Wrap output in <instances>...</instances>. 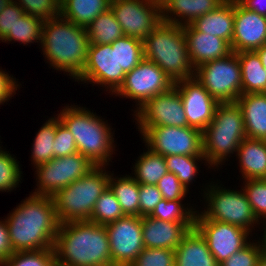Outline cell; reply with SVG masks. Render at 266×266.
<instances>
[{
  "label": "cell",
  "mask_w": 266,
  "mask_h": 266,
  "mask_svg": "<svg viewBox=\"0 0 266 266\" xmlns=\"http://www.w3.org/2000/svg\"><path fill=\"white\" fill-rule=\"evenodd\" d=\"M0 146V191L10 192L15 189L21 179V168L16 156L4 151Z\"/></svg>",
  "instance_id": "cell-39"
},
{
  "label": "cell",
  "mask_w": 266,
  "mask_h": 266,
  "mask_svg": "<svg viewBox=\"0 0 266 266\" xmlns=\"http://www.w3.org/2000/svg\"><path fill=\"white\" fill-rule=\"evenodd\" d=\"M182 201L163 198L149 216L163 221L184 223L191 230L194 228L196 211L191 206L185 207Z\"/></svg>",
  "instance_id": "cell-33"
},
{
  "label": "cell",
  "mask_w": 266,
  "mask_h": 266,
  "mask_svg": "<svg viewBox=\"0 0 266 266\" xmlns=\"http://www.w3.org/2000/svg\"><path fill=\"white\" fill-rule=\"evenodd\" d=\"M1 266H56L54 248L14 252Z\"/></svg>",
  "instance_id": "cell-38"
},
{
  "label": "cell",
  "mask_w": 266,
  "mask_h": 266,
  "mask_svg": "<svg viewBox=\"0 0 266 266\" xmlns=\"http://www.w3.org/2000/svg\"><path fill=\"white\" fill-rule=\"evenodd\" d=\"M205 190L203 196L207 208L200 211L205 219L236 225L251 233L253 226L260 225L261 221L255 216L243 189H226L211 182Z\"/></svg>",
  "instance_id": "cell-8"
},
{
  "label": "cell",
  "mask_w": 266,
  "mask_h": 266,
  "mask_svg": "<svg viewBox=\"0 0 266 266\" xmlns=\"http://www.w3.org/2000/svg\"><path fill=\"white\" fill-rule=\"evenodd\" d=\"M262 245L263 252L266 254V240L259 239Z\"/></svg>",
  "instance_id": "cell-55"
},
{
  "label": "cell",
  "mask_w": 266,
  "mask_h": 266,
  "mask_svg": "<svg viewBox=\"0 0 266 266\" xmlns=\"http://www.w3.org/2000/svg\"><path fill=\"white\" fill-rule=\"evenodd\" d=\"M195 78L219 103L236 102L242 95L241 66L235 52L200 65Z\"/></svg>",
  "instance_id": "cell-9"
},
{
  "label": "cell",
  "mask_w": 266,
  "mask_h": 266,
  "mask_svg": "<svg viewBox=\"0 0 266 266\" xmlns=\"http://www.w3.org/2000/svg\"><path fill=\"white\" fill-rule=\"evenodd\" d=\"M25 13L20 6L12 0L0 13V40L13 29L16 21Z\"/></svg>",
  "instance_id": "cell-47"
},
{
  "label": "cell",
  "mask_w": 266,
  "mask_h": 266,
  "mask_svg": "<svg viewBox=\"0 0 266 266\" xmlns=\"http://www.w3.org/2000/svg\"><path fill=\"white\" fill-rule=\"evenodd\" d=\"M43 20L24 14L16 21L13 29L1 40L2 42H21V44L41 43Z\"/></svg>",
  "instance_id": "cell-35"
},
{
  "label": "cell",
  "mask_w": 266,
  "mask_h": 266,
  "mask_svg": "<svg viewBox=\"0 0 266 266\" xmlns=\"http://www.w3.org/2000/svg\"><path fill=\"white\" fill-rule=\"evenodd\" d=\"M89 45L111 44L124 36L121 25L117 22L114 13L109 8L99 14L87 27Z\"/></svg>",
  "instance_id": "cell-30"
},
{
  "label": "cell",
  "mask_w": 266,
  "mask_h": 266,
  "mask_svg": "<svg viewBox=\"0 0 266 266\" xmlns=\"http://www.w3.org/2000/svg\"><path fill=\"white\" fill-rule=\"evenodd\" d=\"M25 14L38 17L43 21L60 16L61 0H14Z\"/></svg>",
  "instance_id": "cell-41"
},
{
  "label": "cell",
  "mask_w": 266,
  "mask_h": 266,
  "mask_svg": "<svg viewBox=\"0 0 266 266\" xmlns=\"http://www.w3.org/2000/svg\"><path fill=\"white\" fill-rule=\"evenodd\" d=\"M53 248L57 266H113L105 225L61 223Z\"/></svg>",
  "instance_id": "cell-2"
},
{
  "label": "cell",
  "mask_w": 266,
  "mask_h": 266,
  "mask_svg": "<svg viewBox=\"0 0 266 266\" xmlns=\"http://www.w3.org/2000/svg\"><path fill=\"white\" fill-rule=\"evenodd\" d=\"M5 220L14 252L54 247L60 223L52 197L30 194Z\"/></svg>",
  "instance_id": "cell-1"
},
{
  "label": "cell",
  "mask_w": 266,
  "mask_h": 266,
  "mask_svg": "<svg viewBox=\"0 0 266 266\" xmlns=\"http://www.w3.org/2000/svg\"><path fill=\"white\" fill-rule=\"evenodd\" d=\"M263 223H264L263 226H265V228H264V233H263V236H262V238H263L262 240H266V221H263Z\"/></svg>",
  "instance_id": "cell-56"
},
{
  "label": "cell",
  "mask_w": 266,
  "mask_h": 266,
  "mask_svg": "<svg viewBox=\"0 0 266 266\" xmlns=\"http://www.w3.org/2000/svg\"><path fill=\"white\" fill-rule=\"evenodd\" d=\"M258 266H266V254L262 251V254L260 255Z\"/></svg>",
  "instance_id": "cell-53"
},
{
  "label": "cell",
  "mask_w": 266,
  "mask_h": 266,
  "mask_svg": "<svg viewBox=\"0 0 266 266\" xmlns=\"http://www.w3.org/2000/svg\"><path fill=\"white\" fill-rule=\"evenodd\" d=\"M111 0H61L60 16L86 28L99 14L110 8Z\"/></svg>",
  "instance_id": "cell-27"
},
{
  "label": "cell",
  "mask_w": 266,
  "mask_h": 266,
  "mask_svg": "<svg viewBox=\"0 0 266 266\" xmlns=\"http://www.w3.org/2000/svg\"><path fill=\"white\" fill-rule=\"evenodd\" d=\"M134 116L141 135L149 127L188 126L179 91L174 86L169 91L148 100L134 113Z\"/></svg>",
  "instance_id": "cell-13"
},
{
  "label": "cell",
  "mask_w": 266,
  "mask_h": 266,
  "mask_svg": "<svg viewBox=\"0 0 266 266\" xmlns=\"http://www.w3.org/2000/svg\"><path fill=\"white\" fill-rule=\"evenodd\" d=\"M78 152L71 132L60 122L57 116V129L54 140V158L73 155Z\"/></svg>",
  "instance_id": "cell-44"
},
{
  "label": "cell",
  "mask_w": 266,
  "mask_h": 266,
  "mask_svg": "<svg viewBox=\"0 0 266 266\" xmlns=\"http://www.w3.org/2000/svg\"><path fill=\"white\" fill-rule=\"evenodd\" d=\"M175 266H219L206 239L194 227L175 249Z\"/></svg>",
  "instance_id": "cell-23"
},
{
  "label": "cell",
  "mask_w": 266,
  "mask_h": 266,
  "mask_svg": "<svg viewBox=\"0 0 266 266\" xmlns=\"http://www.w3.org/2000/svg\"><path fill=\"white\" fill-rule=\"evenodd\" d=\"M243 180L264 179L266 176V140L246 137L235 154Z\"/></svg>",
  "instance_id": "cell-24"
},
{
  "label": "cell",
  "mask_w": 266,
  "mask_h": 266,
  "mask_svg": "<svg viewBox=\"0 0 266 266\" xmlns=\"http://www.w3.org/2000/svg\"><path fill=\"white\" fill-rule=\"evenodd\" d=\"M12 0H0V13L4 10L5 6L9 4Z\"/></svg>",
  "instance_id": "cell-54"
},
{
  "label": "cell",
  "mask_w": 266,
  "mask_h": 266,
  "mask_svg": "<svg viewBox=\"0 0 266 266\" xmlns=\"http://www.w3.org/2000/svg\"><path fill=\"white\" fill-rule=\"evenodd\" d=\"M142 137L146 148L164 157L170 155L204 156L202 131L193 127H149Z\"/></svg>",
  "instance_id": "cell-12"
},
{
  "label": "cell",
  "mask_w": 266,
  "mask_h": 266,
  "mask_svg": "<svg viewBox=\"0 0 266 266\" xmlns=\"http://www.w3.org/2000/svg\"><path fill=\"white\" fill-rule=\"evenodd\" d=\"M108 187L118 200L125 215L139 216L140 184L129 174L120 178L110 173Z\"/></svg>",
  "instance_id": "cell-29"
},
{
  "label": "cell",
  "mask_w": 266,
  "mask_h": 266,
  "mask_svg": "<svg viewBox=\"0 0 266 266\" xmlns=\"http://www.w3.org/2000/svg\"><path fill=\"white\" fill-rule=\"evenodd\" d=\"M44 58L53 69L76 80L83 72L88 54L86 28L58 16L43 22L41 43Z\"/></svg>",
  "instance_id": "cell-3"
},
{
  "label": "cell",
  "mask_w": 266,
  "mask_h": 266,
  "mask_svg": "<svg viewBox=\"0 0 266 266\" xmlns=\"http://www.w3.org/2000/svg\"><path fill=\"white\" fill-rule=\"evenodd\" d=\"M243 183L245 184L241 189L245 192L255 216L262 224V219L263 221L266 219V182L258 179L245 180Z\"/></svg>",
  "instance_id": "cell-40"
},
{
  "label": "cell",
  "mask_w": 266,
  "mask_h": 266,
  "mask_svg": "<svg viewBox=\"0 0 266 266\" xmlns=\"http://www.w3.org/2000/svg\"><path fill=\"white\" fill-rule=\"evenodd\" d=\"M138 157L133 165L134 176L139 184L156 185L168 173L165 157L149 148Z\"/></svg>",
  "instance_id": "cell-31"
},
{
  "label": "cell",
  "mask_w": 266,
  "mask_h": 266,
  "mask_svg": "<svg viewBox=\"0 0 266 266\" xmlns=\"http://www.w3.org/2000/svg\"><path fill=\"white\" fill-rule=\"evenodd\" d=\"M56 129L57 115L49 118L36 133L31 150V161L34 167L47 163L54 158Z\"/></svg>",
  "instance_id": "cell-32"
},
{
  "label": "cell",
  "mask_w": 266,
  "mask_h": 266,
  "mask_svg": "<svg viewBox=\"0 0 266 266\" xmlns=\"http://www.w3.org/2000/svg\"><path fill=\"white\" fill-rule=\"evenodd\" d=\"M191 25L197 31L222 38L231 45L234 32V0H226L216 10L200 16Z\"/></svg>",
  "instance_id": "cell-26"
},
{
  "label": "cell",
  "mask_w": 266,
  "mask_h": 266,
  "mask_svg": "<svg viewBox=\"0 0 266 266\" xmlns=\"http://www.w3.org/2000/svg\"><path fill=\"white\" fill-rule=\"evenodd\" d=\"M245 8L266 17V0H238Z\"/></svg>",
  "instance_id": "cell-50"
},
{
  "label": "cell",
  "mask_w": 266,
  "mask_h": 266,
  "mask_svg": "<svg viewBox=\"0 0 266 266\" xmlns=\"http://www.w3.org/2000/svg\"><path fill=\"white\" fill-rule=\"evenodd\" d=\"M162 199V194L156 185L140 184L139 216H149Z\"/></svg>",
  "instance_id": "cell-46"
},
{
  "label": "cell",
  "mask_w": 266,
  "mask_h": 266,
  "mask_svg": "<svg viewBox=\"0 0 266 266\" xmlns=\"http://www.w3.org/2000/svg\"><path fill=\"white\" fill-rule=\"evenodd\" d=\"M148 3L155 4L156 6L160 7L161 9L163 8L166 3H168L169 0H145Z\"/></svg>",
  "instance_id": "cell-52"
},
{
  "label": "cell",
  "mask_w": 266,
  "mask_h": 266,
  "mask_svg": "<svg viewBox=\"0 0 266 266\" xmlns=\"http://www.w3.org/2000/svg\"><path fill=\"white\" fill-rule=\"evenodd\" d=\"M125 75L117 64L116 47H111V44L89 45L85 68L75 81L100 85L112 95L122 85Z\"/></svg>",
  "instance_id": "cell-17"
},
{
  "label": "cell",
  "mask_w": 266,
  "mask_h": 266,
  "mask_svg": "<svg viewBox=\"0 0 266 266\" xmlns=\"http://www.w3.org/2000/svg\"><path fill=\"white\" fill-rule=\"evenodd\" d=\"M266 45V17L234 0L232 52L255 51Z\"/></svg>",
  "instance_id": "cell-19"
},
{
  "label": "cell",
  "mask_w": 266,
  "mask_h": 266,
  "mask_svg": "<svg viewBox=\"0 0 266 266\" xmlns=\"http://www.w3.org/2000/svg\"><path fill=\"white\" fill-rule=\"evenodd\" d=\"M246 138L242 110L236 102L219 103L210 124L202 131L203 155L208 168L219 167L237 152Z\"/></svg>",
  "instance_id": "cell-6"
},
{
  "label": "cell",
  "mask_w": 266,
  "mask_h": 266,
  "mask_svg": "<svg viewBox=\"0 0 266 266\" xmlns=\"http://www.w3.org/2000/svg\"><path fill=\"white\" fill-rule=\"evenodd\" d=\"M194 227L206 239L218 264L245 247L252 235L242 227L205 219L199 210H196Z\"/></svg>",
  "instance_id": "cell-14"
},
{
  "label": "cell",
  "mask_w": 266,
  "mask_h": 266,
  "mask_svg": "<svg viewBox=\"0 0 266 266\" xmlns=\"http://www.w3.org/2000/svg\"><path fill=\"white\" fill-rule=\"evenodd\" d=\"M183 30L194 69L232 53L231 45L222 38L199 32L191 24L183 26Z\"/></svg>",
  "instance_id": "cell-20"
},
{
  "label": "cell",
  "mask_w": 266,
  "mask_h": 266,
  "mask_svg": "<svg viewBox=\"0 0 266 266\" xmlns=\"http://www.w3.org/2000/svg\"><path fill=\"white\" fill-rule=\"evenodd\" d=\"M87 109V110H86ZM57 114L60 122L71 132L78 152L95 166H108L115 146L111 127L88 108L64 106Z\"/></svg>",
  "instance_id": "cell-4"
},
{
  "label": "cell",
  "mask_w": 266,
  "mask_h": 266,
  "mask_svg": "<svg viewBox=\"0 0 266 266\" xmlns=\"http://www.w3.org/2000/svg\"><path fill=\"white\" fill-rule=\"evenodd\" d=\"M173 86L174 82L157 64L144 58L126 73L122 85L113 95L134 99L137 104L135 113L148 100L169 91Z\"/></svg>",
  "instance_id": "cell-11"
},
{
  "label": "cell",
  "mask_w": 266,
  "mask_h": 266,
  "mask_svg": "<svg viewBox=\"0 0 266 266\" xmlns=\"http://www.w3.org/2000/svg\"><path fill=\"white\" fill-rule=\"evenodd\" d=\"M111 47H116L117 64L125 73L144 59L143 41L140 39L123 36L112 42Z\"/></svg>",
  "instance_id": "cell-34"
},
{
  "label": "cell",
  "mask_w": 266,
  "mask_h": 266,
  "mask_svg": "<svg viewBox=\"0 0 266 266\" xmlns=\"http://www.w3.org/2000/svg\"><path fill=\"white\" fill-rule=\"evenodd\" d=\"M162 197L166 200H184L187 190L177 176L171 172L165 174L156 184Z\"/></svg>",
  "instance_id": "cell-45"
},
{
  "label": "cell",
  "mask_w": 266,
  "mask_h": 266,
  "mask_svg": "<svg viewBox=\"0 0 266 266\" xmlns=\"http://www.w3.org/2000/svg\"><path fill=\"white\" fill-rule=\"evenodd\" d=\"M255 52L258 54L261 63L264 67V69L266 70V45L261 46L260 48H258L257 50H255Z\"/></svg>",
  "instance_id": "cell-51"
},
{
  "label": "cell",
  "mask_w": 266,
  "mask_h": 266,
  "mask_svg": "<svg viewBox=\"0 0 266 266\" xmlns=\"http://www.w3.org/2000/svg\"><path fill=\"white\" fill-rule=\"evenodd\" d=\"M179 91L188 126L203 131L212 121L219 102L195 78L174 82Z\"/></svg>",
  "instance_id": "cell-18"
},
{
  "label": "cell",
  "mask_w": 266,
  "mask_h": 266,
  "mask_svg": "<svg viewBox=\"0 0 266 266\" xmlns=\"http://www.w3.org/2000/svg\"><path fill=\"white\" fill-rule=\"evenodd\" d=\"M226 0H169L161 9L162 21L189 25L200 16L216 10Z\"/></svg>",
  "instance_id": "cell-22"
},
{
  "label": "cell",
  "mask_w": 266,
  "mask_h": 266,
  "mask_svg": "<svg viewBox=\"0 0 266 266\" xmlns=\"http://www.w3.org/2000/svg\"><path fill=\"white\" fill-rule=\"evenodd\" d=\"M110 9L124 36L144 40L161 23V8L145 0H111Z\"/></svg>",
  "instance_id": "cell-16"
},
{
  "label": "cell",
  "mask_w": 266,
  "mask_h": 266,
  "mask_svg": "<svg viewBox=\"0 0 266 266\" xmlns=\"http://www.w3.org/2000/svg\"><path fill=\"white\" fill-rule=\"evenodd\" d=\"M14 253L6 220H0V266Z\"/></svg>",
  "instance_id": "cell-49"
},
{
  "label": "cell",
  "mask_w": 266,
  "mask_h": 266,
  "mask_svg": "<svg viewBox=\"0 0 266 266\" xmlns=\"http://www.w3.org/2000/svg\"><path fill=\"white\" fill-rule=\"evenodd\" d=\"M262 251V245L259 240L256 243L250 241L241 250L232 254L224 262L219 264V266H258Z\"/></svg>",
  "instance_id": "cell-43"
},
{
  "label": "cell",
  "mask_w": 266,
  "mask_h": 266,
  "mask_svg": "<svg viewBox=\"0 0 266 266\" xmlns=\"http://www.w3.org/2000/svg\"><path fill=\"white\" fill-rule=\"evenodd\" d=\"M130 266H175V250L144 248Z\"/></svg>",
  "instance_id": "cell-42"
},
{
  "label": "cell",
  "mask_w": 266,
  "mask_h": 266,
  "mask_svg": "<svg viewBox=\"0 0 266 266\" xmlns=\"http://www.w3.org/2000/svg\"><path fill=\"white\" fill-rule=\"evenodd\" d=\"M241 66L242 94L266 93V70L255 51L236 53Z\"/></svg>",
  "instance_id": "cell-28"
},
{
  "label": "cell",
  "mask_w": 266,
  "mask_h": 266,
  "mask_svg": "<svg viewBox=\"0 0 266 266\" xmlns=\"http://www.w3.org/2000/svg\"><path fill=\"white\" fill-rule=\"evenodd\" d=\"M144 58L154 62L173 82L195 77L183 26L161 23L143 40Z\"/></svg>",
  "instance_id": "cell-5"
},
{
  "label": "cell",
  "mask_w": 266,
  "mask_h": 266,
  "mask_svg": "<svg viewBox=\"0 0 266 266\" xmlns=\"http://www.w3.org/2000/svg\"><path fill=\"white\" fill-rule=\"evenodd\" d=\"M95 165L79 152L53 158L35 167L37 188L32 195L52 197L57 191L67 187L86 175Z\"/></svg>",
  "instance_id": "cell-10"
},
{
  "label": "cell",
  "mask_w": 266,
  "mask_h": 266,
  "mask_svg": "<svg viewBox=\"0 0 266 266\" xmlns=\"http://www.w3.org/2000/svg\"><path fill=\"white\" fill-rule=\"evenodd\" d=\"M16 78L0 68V105L11 99L19 88ZM14 94V95H13ZM10 98V99H9Z\"/></svg>",
  "instance_id": "cell-48"
},
{
  "label": "cell",
  "mask_w": 266,
  "mask_h": 266,
  "mask_svg": "<svg viewBox=\"0 0 266 266\" xmlns=\"http://www.w3.org/2000/svg\"><path fill=\"white\" fill-rule=\"evenodd\" d=\"M110 173L95 166L82 178L57 191L52 200L59 223L89 221L96 201L108 188Z\"/></svg>",
  "instance_id": "cell-7"
},
{
  "label": "cell",
  "mask_w": 266,
  "mask_h": 266,
  "mask_svg": "<svg viewBox=\"0 0 266 266\" xmlns=\"http://www.w3.org/2000/svg\"><path fill=\"white\" fill-rule=\"evenodd\" d=\"M141 220L144 248L175 250L190 230L184 223L163 221L150 216H143Z\"/></svg>",
  "instance_id": "cell-21"
},
{
  "label": "cell",
  "mask_w": 266,
  "mask_h": 266,
  "mask_svg": "<svg viewBox=\"0 0 266 266\" xmlns=\"http://www.w3.org/2000/svg\"><path fill=\"white\" fill-rule=\"evenodd\" d=\"M123 216H125V214L118 200L108 187L96 201L89 221L99 225H106Z\"/></svg>",
  "instance_id": "cell-37"
},
{
  "label": "cell",
  "mask_w": 266,
  "mask_h": 266,
  "mask_svg": "<svg viewBox=\"0 0 266 266\" xmlns=\"http://www.w3.org/2000/svg\"><path fill=\"white\" fill-rule=\"evenodd\" d=\"M165 160L168 172L175 174L187 190L199 171L197 161L203 160L209 166L204 156L170 155Z\"/></svg>",
  "instance_id": "cell-36"
},
{
  "label": "cell",
  "mask_w": 266,
  "mask_h": 266,
  "mask_svg": "<svg viewBox=\"0 0 266 266\" xmlns=\"http://www.w3.org/2000/svg\"><path fill=\"white\" fill-rule=\"evenodd\" d=\"M105 228L113 266H130L144 249L141 217L125 215Z\"/></svg>",
  "instance_id": "cell-15"
},
{
  "label": "cell",
  "mask_w": 266,
  "mask_h": 266,
  "mask_svg": "<svg viewBox=\"0 0 266 266\" xmlns=\"http://www.w3.org/2000/svg\"><path fill=\"white\" fill-rule=\"evenodd\" d=\"M236 103L242 110L246 137L266 140V93L242 94Z\"/></svg>",
  "instance_id": "cell-25"
}]
</instances>
